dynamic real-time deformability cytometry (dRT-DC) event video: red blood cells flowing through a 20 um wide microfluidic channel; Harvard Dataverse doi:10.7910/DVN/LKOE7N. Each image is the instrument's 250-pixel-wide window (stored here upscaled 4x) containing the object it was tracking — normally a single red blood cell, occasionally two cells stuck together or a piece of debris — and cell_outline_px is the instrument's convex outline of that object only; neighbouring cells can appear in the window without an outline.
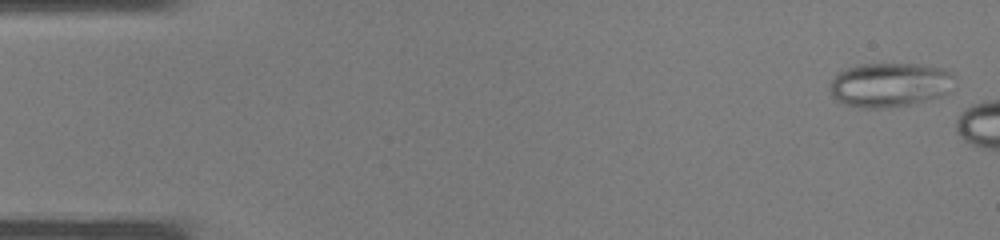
{"species": "common noctule bat (a hibernating species)", "species_latin": "Nyctalus noctula", "temperature_condition": "warm", "stored_images_in_passage": 5, "camera_frame_rate_fps": 3000, "um_per_image_px": 0.085, "animal": {"sex": "male", "body_mass_g": 19.0, "forearm_length_mm": 50.8}, "frame": {"image": 1, "passage_image": 1, "time_ms": 0.0, "image_size_px": [1000, 240], "cell_outline_px": [[956, 76], [952, 92], [944, 96], [896, 108], [864, 108], [844, 104], [836, 100], [832, 96], [828, 88], [832, 80], [840, 72], [856, 64], [924, 64], [944, 68], [952, 72]], "centroid_in_image_um": [75.71, 7.22], "position_along_channel_um": 9.3, "area_um2": 33.06}}